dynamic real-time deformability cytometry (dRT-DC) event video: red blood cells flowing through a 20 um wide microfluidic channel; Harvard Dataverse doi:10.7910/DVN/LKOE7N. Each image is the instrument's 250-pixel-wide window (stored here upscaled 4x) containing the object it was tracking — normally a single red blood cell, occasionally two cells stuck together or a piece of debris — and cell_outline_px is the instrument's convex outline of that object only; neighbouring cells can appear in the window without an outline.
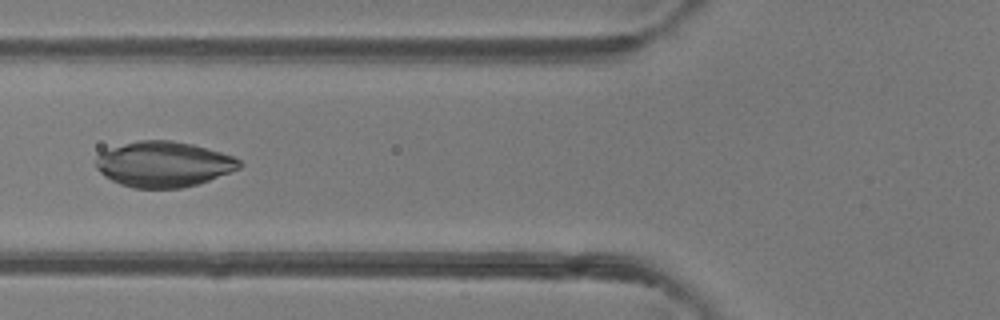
{"species": "common noctule bat (a hibernating species)", "species_latin": "Nyctalus noctula", "temperature_condition": "room temperature", "stored_images_in_passage": 7, "camera_frame_rate_fps": 3000, "um_per_image_px": 0.085, "animal": {"sex": "female"}, "frame": {"image": 1, "passage_image": 6, "time_ms": 1.667, "image_size_px": [1000, 320], "cell_outline_px": [[244, 164], [240, 168], [208, 180], [196, 184], [180, 188], [132, 188], [120, 184], [104, 176], [96, 168], [96, 156], [100, 152], [124, 144], [140, 140], [172, 140], [192, 144], [220, 152], [232, 156], [240, 160]], "centroid_in_image_um": [13.89, 13.96], "position_along_channel_um": 111.9, "area_um2": 37.86}}
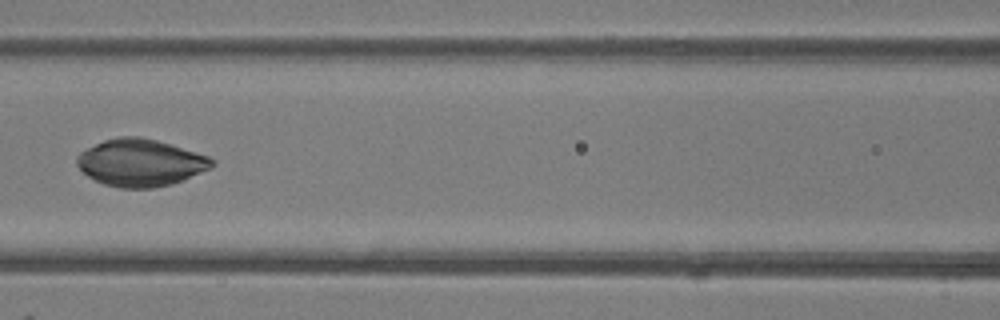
{"frame": {"image": 2, "passage_image": 7, "time_ms": 2.0, "image_size_px": [1000, 320], "cell_outline_px": [[216, 164], [212, 168], [184, 180], [172, 184], [152, 188], [120, 188], [104, 184], [88, 176], [76, 164], [76, 156], [80, 152], [104, 140], [120, 136], [140, 136], [156, 140], [208, 156], [216, 160]], "centroid_in_image_um": [11.97, 13.83], "position_along_channel_um": 154.6, "area_um2": 37.11}}